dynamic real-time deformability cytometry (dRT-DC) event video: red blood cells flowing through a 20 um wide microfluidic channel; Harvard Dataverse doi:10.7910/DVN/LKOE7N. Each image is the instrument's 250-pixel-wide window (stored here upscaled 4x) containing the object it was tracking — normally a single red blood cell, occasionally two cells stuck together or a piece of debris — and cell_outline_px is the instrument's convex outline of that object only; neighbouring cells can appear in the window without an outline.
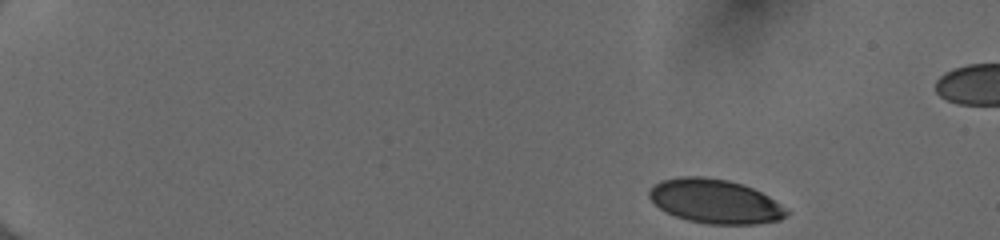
{"species": "human", "species_latin": "Homo sapiens", "temperature_condition": "cold", "stored_images_in_passage": 47, "camera_frame_rate_fps": 3000, "um_per_image_px": 0.085, "donor": {"sex": "female"}, "frame": {"image": 1, "passage_image": 1, "time_ms": 0.0, "image_size_px": [1000, 240], "cell_outline_px": [[788, 216], [780, 220], [756, 224], [708, 224], [688, 220], [676, 216], [660, 208], [648, 196], [648, 192], [660, 180], [680, 176], [704, 176], [728, 180], [752, 188], [768, 196], [780, 204], [788, 212]], "centroid_in_image_um": [60.78, 17.11], "position_along_channel_um": 24.2, "area_um2": 35.08}}
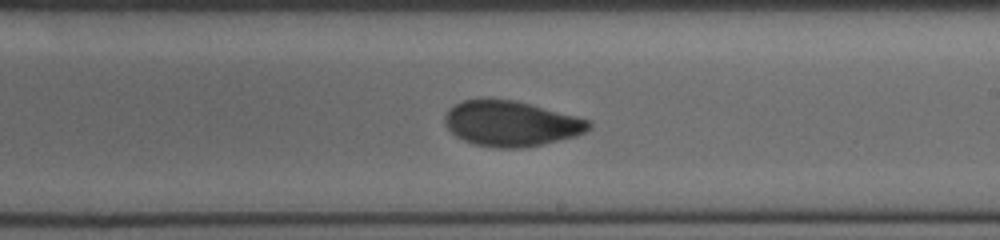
{"frame": {"image": 2, "passage_image": 28, "time_ms": 9.0, "image_size_px": [1000, 240], "cell_outline_px": [[592, 128], [576, 136], [524, 148], [496, 148], [472, 144], [456, 136], [444, 124], [444, 116], [448, 108], [464, 100], [512, 100], [592, 120]], "centroid_in_image_um": [43.44, 10.52], "position_along_channel_um": 245.6, "area_um2": 37.8}}
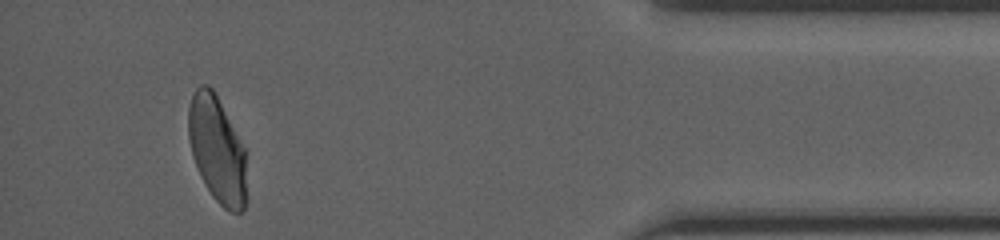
{"frame": {"image": 3, "passage_image": 44, "time_ms": 14.333, "image_size_px": [1000, 240], "cell_outline_px": [[244, 208], [240, 212], [232, 212], [224, 208], [212, 196], [204, 184], [200, 176], [192, 156], [188, 136], [188, 108], [192, 96], [196, 88], [200, 84], [208, 84], [216, 92], [244, 148]], "centroid_in_image_um": [18.4, 12.65], "position_along_channel_um": 416.8, "area_um2": 35.66}, "authors_computed_cell_mechanics": {"area_um2": 37.1654, "velocity_mm_per_s": 4.0018, "shape_relaxation_time_tau1_ms": 9.5026, "shape_relaxation_time_tau2_ms": 1.0233, "deformation_change_tau1": 0.2295, "deformation_change_tau2": 0.0471}}